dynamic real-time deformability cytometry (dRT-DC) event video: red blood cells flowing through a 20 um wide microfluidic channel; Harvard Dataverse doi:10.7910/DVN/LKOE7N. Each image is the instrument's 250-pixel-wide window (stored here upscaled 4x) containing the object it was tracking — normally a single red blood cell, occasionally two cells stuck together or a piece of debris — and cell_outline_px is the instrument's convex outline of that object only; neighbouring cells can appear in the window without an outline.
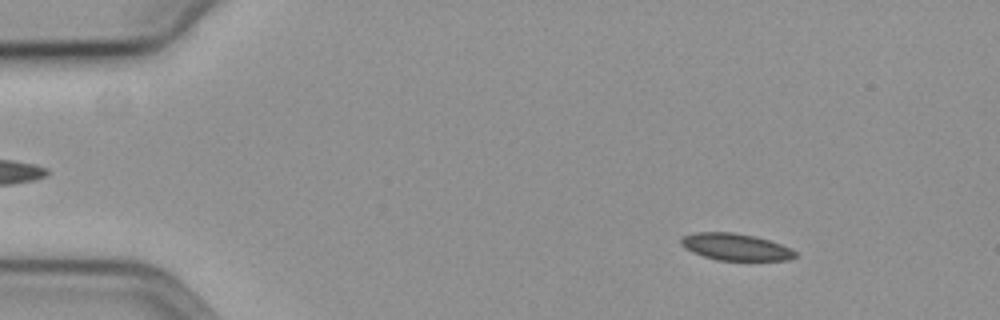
{"species": "common noctule bat (a hibernating species)", "species_latin": "Nyctalus noctula", "temperature_condition": "cold", "stored_images_in_passage": 58, "camera_frame_rate_fps": 3000, "um_per_image_px": 0.085, "animal": {"sex": "female", "body_mass_g": 19.3, "forearm_length_mm": 54.1}, "frame": {"image": 1, "passage_image": 8, "time_ms": 2.333, "image_size_px": [1000, 320], "cell_outline_px": [[800, 256], [788, 260], [716, 260], [692, 252], [684, 248], [680, 244], [680, 236], [696, 232], [732, 232], [756, 236], [792, 248]], "centroid_in_image_um": [62.52, 20.98], "position_along_channel_um": 22.5, "area_um2": 18.09}}
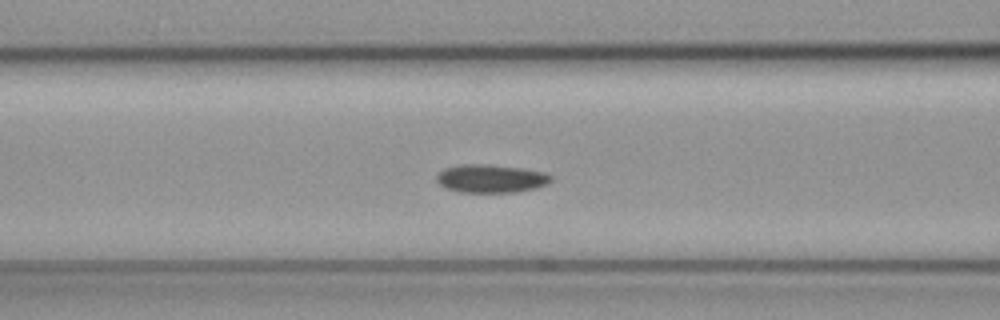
{"frame": {"image": 2, "passage_image": 24, "time_ms": 7.667, "image_size_px": [1000, 320], "cell_outline_px": [[552, 180], [548, 184], [536, 188], [512, 192], [460, 192], [444, 188], [436, 180], [436, 176], [444, 168], [460, 164], [484, 164], [524, 168], [544, 172], [552, 176]], "centroid_in_image_um": [41.73, 15.17], "position_along_channel_um": 124.9, "area_um2": 18.9}}
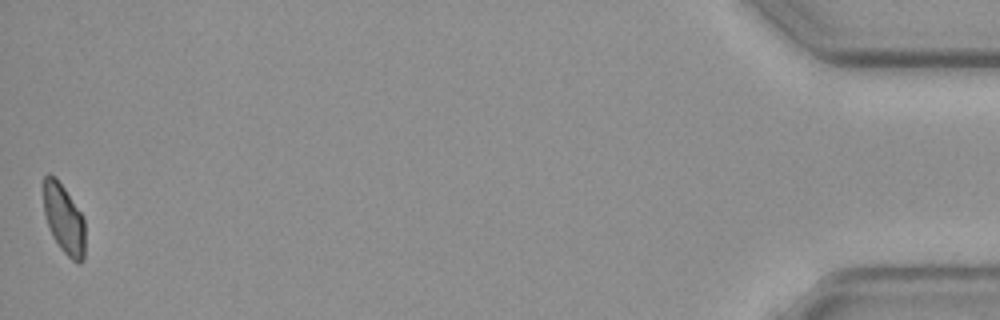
{"frame": {"image": 3, "passage_image": 58, "time_ms": 19.0, "image_size_px": [1000, 320], "cell_outline_px": [[84, 260], [80, 264], [76, 264], [60, 248], [52, 236], [44, 212], [44, 176], [48, 172], [56, 176], [84, 216]], "centroid_in_image_um": [5.44, 18.61], "position_along_channel_um": 429.8, "area_um2": 16.99}}